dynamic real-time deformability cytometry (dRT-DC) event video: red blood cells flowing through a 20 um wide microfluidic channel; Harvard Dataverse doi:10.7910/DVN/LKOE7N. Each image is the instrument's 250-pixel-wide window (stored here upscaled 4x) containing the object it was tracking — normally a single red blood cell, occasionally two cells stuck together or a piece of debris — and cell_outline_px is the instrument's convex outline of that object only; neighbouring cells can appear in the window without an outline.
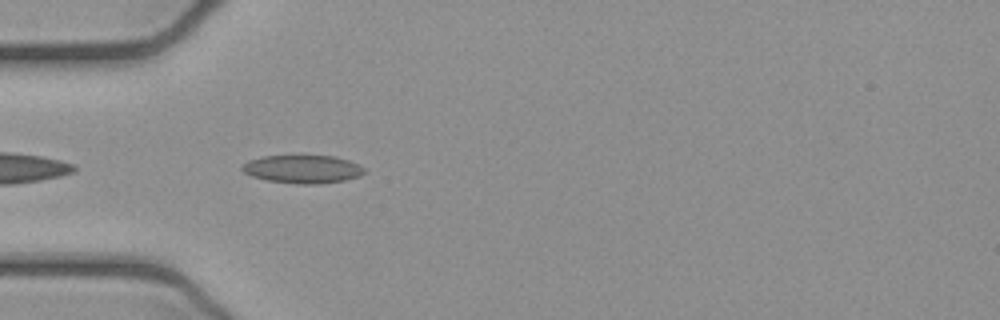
{"species": "common noctule bat (a hibernating species)", "species_latin": "Nyctalus noctula", "temperature_condition": "cold", "stored_images_in_passage": 36, "camera_frame_rate_fps": 3000, "um_per_image_px": 0.085, "animal": {"sex": "female", "body_mass_g": 21.9}, "frame": {"image": 1, "passage_image": 3, "time_ms": 0.667, "image_size_px": [1000, 320], "cell_outline_px": [[364, 172], [360, 176], [344, 180], [320, 184], [296, 184], [268, 180], [252, 176], [244, 172], [240, 168], [248, 160], [264, 156], [336, 156], [360, 164], [364, 168]], "centroid_in_image_um": [25.74, 14.38], "position_along_channel_um": 59.3, "area_um2": 20.0}}
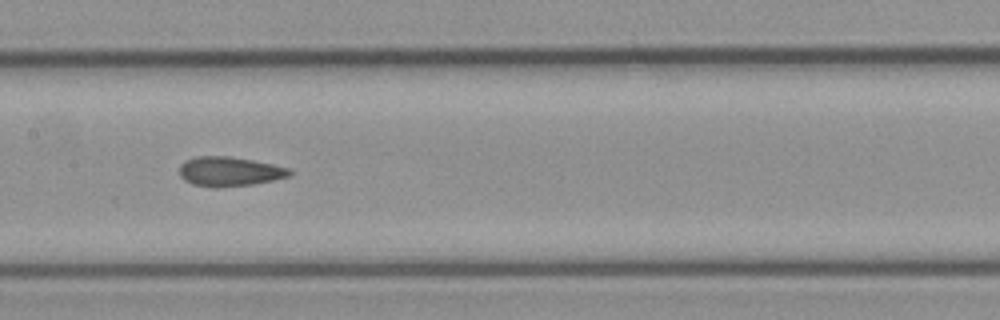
{"frame": {"image": 2, "passage_image": 13, "time_ms": 4.0, "image_size_px": [1000, 320], "cell_outline_px": [[292, 176], [252, 184], [216, 188], [212, 188], [192, 184], [184, 180], [180, 176], [180, 164], [196, 156], [228, 156], [252, 160], [292, 168]], "centroid_in_image_um": [19.52, 14.58], "position_along_channel_um": 187.9, "area_um2": 19.02}}
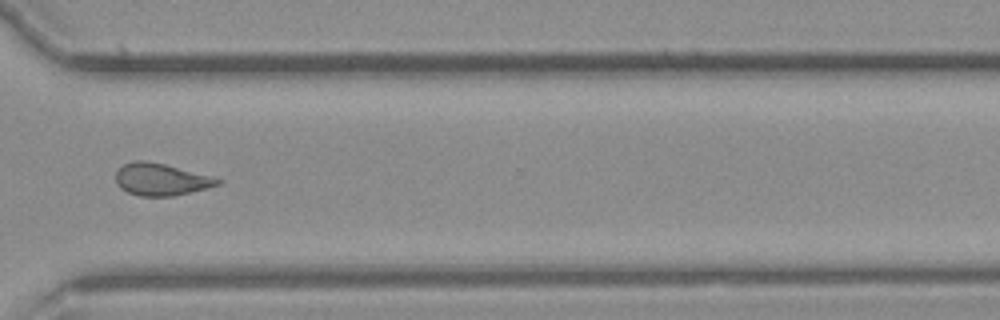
{"frame": {"image": 3, "passage_image": 26, "time_ms": 8.333, "image_size_px": [1000, 320], "cell_outline_px": [[224, 180], [220, 184], [208, 188], [172, 196], [140, 196], [128, 192], [120, 188], [116, 184], [116, 172], [124, 164], [132, 160], [144, 160], [164, 164], [212, 176]], "centroid_in_image_um": [13.69, 15.25], "position_along_channel_um": 356.9, "area_um2": 19.07}, "authors_computed_cell_mechanics": {"area_um2": 18.9873, "velocity_mm_per_s": 3.9153, "shape_relaxation_time_tau1_ms": null, "shape_relaxation_time_tau2_ms": 2.2937, "deformation_change_tau1": null, "deformation_change_tau2": 0.0801}}